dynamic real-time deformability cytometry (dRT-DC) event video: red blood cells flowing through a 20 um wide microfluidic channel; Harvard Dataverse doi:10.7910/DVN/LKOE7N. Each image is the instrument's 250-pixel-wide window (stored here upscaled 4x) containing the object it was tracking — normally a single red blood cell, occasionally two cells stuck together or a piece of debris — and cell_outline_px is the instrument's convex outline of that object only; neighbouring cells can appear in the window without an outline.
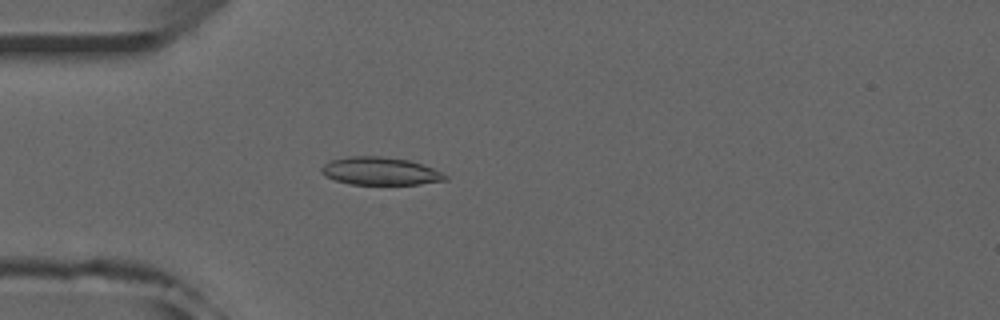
{"species": "common noctule bat (a hibernating species)", "species_latin": "Nyctalus noctula", "temperature_condition": "room temperature", "stored_images_in_passage": 37, "camera_frame_rate_fps": 3000, "um_per_image_px": 0.085, "animal": {"sex": "male", "forearm_length_mm": 52.5}, "frame": {"image": 1, "passage_image": 7, "time_ms": 2.0, "image_size_px": [1000, 320], "cell_outline_px": [[448, 180], [420, 184], [352, 184], [336, 180], [324, 176], [320, 172], [320, 168], [324, 164], [332, 160], [348, 156], [380, 156], [408, 160], [432, 168], [448, 176]], "centroid_in_image_um": [32.29, 14.55], "position_along_channel_um": 52.7, "area_um2": 19.94}}
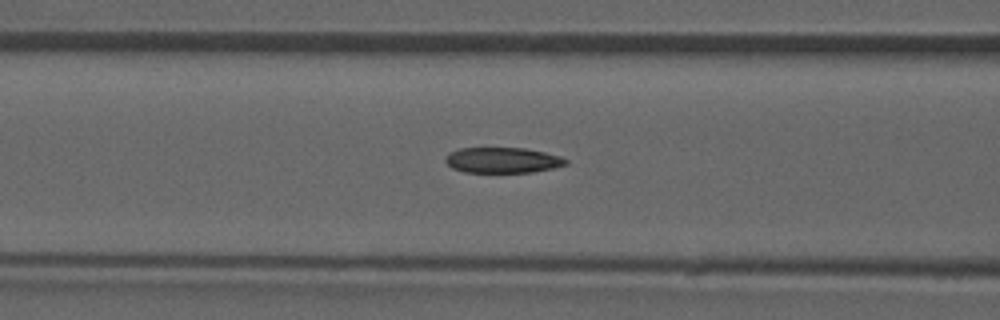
{"frame": {"image": 2, "passage_image": 13, "time_ms": 4.0, "image_size_px": [1000, 320], "cell_outline_px": [[568, 164], [552, 168], [532, 172], [464, 172], [452, 168], [444, 160], [444, 156], [448, 152], [460, 148], [524, 148], [544, 152], [560, 156], [568, 160]], "centroid_in_image_um": [42.68, 13.61], "position_along_channel_um": 123.9, "area_um2": 17.98}}
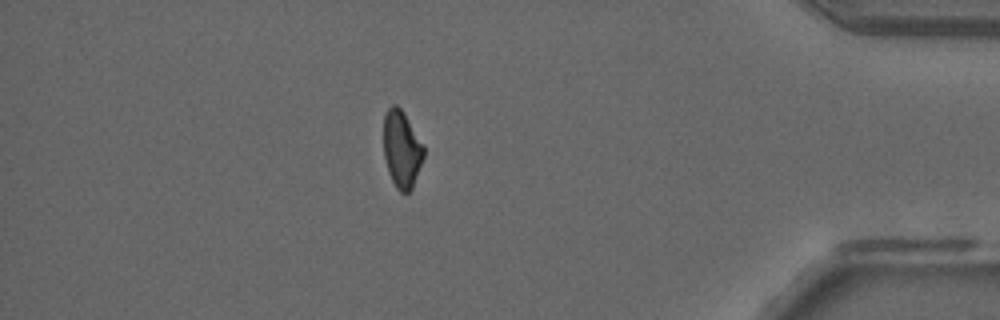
{"frame": {"image": 3, "passage_image": 37, "time_ms": 12.0, "image_size_px": [1000, 320], "cell_outline_px": [[424, 156], [412, 188], [408, 192], [400, 192], [396, 188], [388, 172], [384, 156], [384, 116], [388, 108], [392, 104], [396, 104], [404, 112], [424, 148]], "centroid_in_image_um": [34.13, 12.68], "position_along_channel_um": 401.1, "area_um2": 17.8}, "authors_computed_cell_mechanics": {"area_um2": 19.2474, "velocity_mm_per_s": 3.989, "shape_relaxation_time_tau1_ms": 5.5876, "shape_relaxation_time_tau2_ms": 3.0897, "deformation_change_tau1": 0.1611, "deformation_change_tau2": 0.0963}}